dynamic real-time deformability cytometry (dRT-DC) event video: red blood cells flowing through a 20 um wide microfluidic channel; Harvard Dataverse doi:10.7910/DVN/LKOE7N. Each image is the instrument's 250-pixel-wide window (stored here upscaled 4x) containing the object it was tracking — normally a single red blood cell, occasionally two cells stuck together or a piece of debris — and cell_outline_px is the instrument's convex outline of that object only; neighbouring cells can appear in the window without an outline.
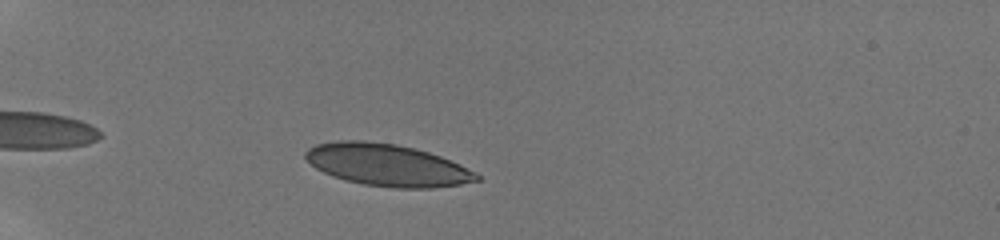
{"species": "human", "species_latin": "Homo sapiens", "temperature_condition": "room temperature", "stored_images_in_passage": 6, "camera_frame_rate_fps": 3000, "um_per_image_px": 0.085, "donor": {"sex": "male"}, "frame": {"image": 1, "passage_image": 2, "time_ms": 1.0, "image_size_px": [1000, 240], "cell_outline_px": [[480, 180], [460, 184], [432, 188], [396, 188], [364, 184], [344, 180], [332, 176], [316, 168], [304, 156], [304, 152], [308, 148], [316, 144], [336, 140], [364, 140], [396, 144], [428, 152], [440, 156], [476, 172], [480, 176]], "centroid_in_image_um": [32.88, 14.02], "position_along_channel_um": 52.1, "area_um2": 41.79}}
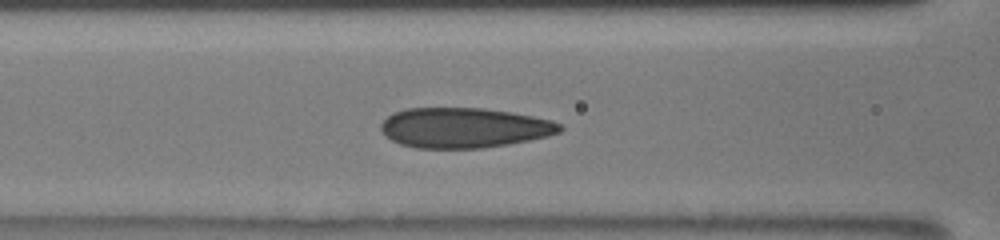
{"frame": {"image": 2, "passage_image": 6, "time_ms": 4.0, "image_size_px": [1000, 240], "cell_outline_px": [[564, 128], [560, 132], [548, 136], [508, 144], [480, 148], [416, 148], [400, 144], [392, 140], [380, 128], [380, 124], [392, 112], [408, 108], [484, 108], [512, 112], [552, 120], [560, 124]], "centroid_in_image_um": [39.45, 10.85], "position_along_channel_um": 127.1, "area_um2": 41.79}}